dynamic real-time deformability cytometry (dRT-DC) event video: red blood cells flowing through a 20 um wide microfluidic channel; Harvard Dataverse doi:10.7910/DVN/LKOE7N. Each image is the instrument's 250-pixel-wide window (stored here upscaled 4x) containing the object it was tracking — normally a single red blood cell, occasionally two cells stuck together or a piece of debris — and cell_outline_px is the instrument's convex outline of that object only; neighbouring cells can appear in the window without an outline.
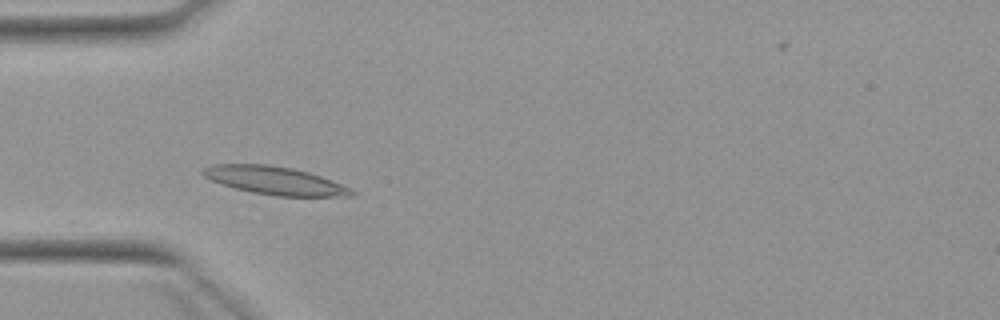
{"species": "Egyptian fruit bat (a non-hibernating species)", "species_latin": "Rousettus aegyptiacus", "temperature_condition": "warm", "stored_images_in_passage": 6, "camera_frame_rate_fps": 3000, "um_per_image_px": 0.085, "animal": {"sex": "female"}, "frame": {"image": 1, "passage_image": 2, "time_ms": 1.0, "image_size_px": [1000, 320], "cell_outline_px": [[356, 196], [276, 196], [252, 192], [220, 184], [204, 176], [200, 172], [204, 168], [212, 164], [268, 164], [292, 168], [308, 172], [320, 176], [352, 188], [356, 192]], "centroid_in_image_um": [23.37, 15.35], "position_along_channel_um": 61.6, "area_um2": 24.28}}
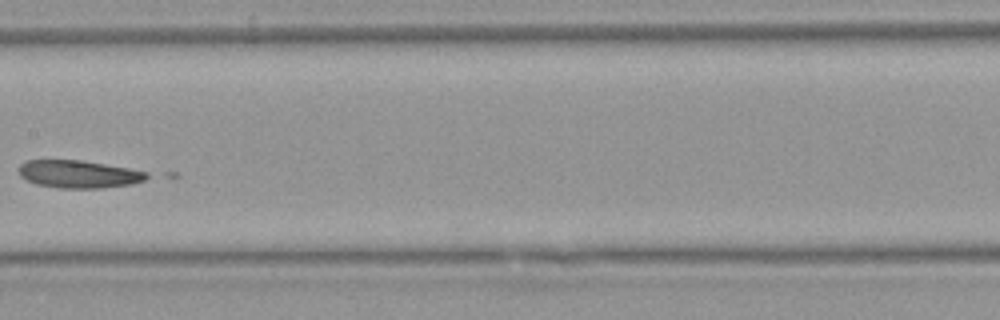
{"frame": {"image": 2, "passage_image": 5, "time_ms": 4.667, "image_size_px": [1000, 320], "cell_outline_px": [[152, 176], [144, 180], [132, 184], [104, 188], [60, 188], [36, 184], [24, 180], [20, 176], [20, 164], [24, 160], [80, 160], [128, 168], [148, 172]], "centroid_in_image_um": [6.7, 14.8], "position_along_channel_um": 200.7, "area_um2": 20.75}}
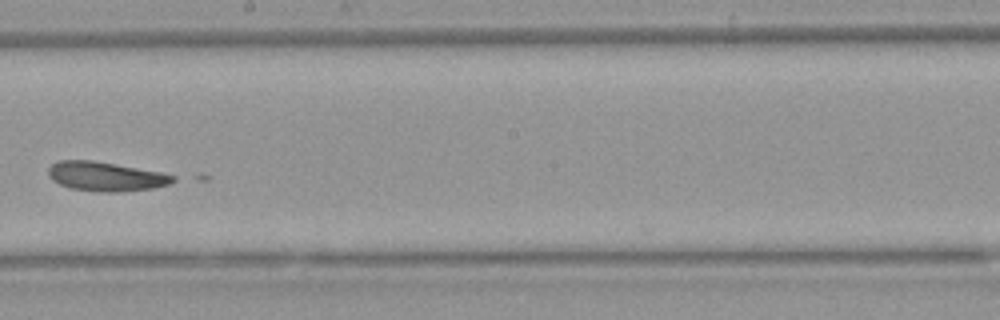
{"frame": {"image": 3, "passage_image": 6, "time_ms": 5.667, "image_size_px": [1000, 320], "cell_outline_px": [[176, 180], [168, 184], [152, 188], [120, 192], [100, 192], [72, 188], [60, 184], [52, 180], [48, 172], [48, 168], [56, 160], [92, 160], [116, 164], [160, 172], [176, 176]], "centroid_in_image_um": [8.98, 14.99], "position_along_channel_um": 239.2, "area_um2": 21.15}}